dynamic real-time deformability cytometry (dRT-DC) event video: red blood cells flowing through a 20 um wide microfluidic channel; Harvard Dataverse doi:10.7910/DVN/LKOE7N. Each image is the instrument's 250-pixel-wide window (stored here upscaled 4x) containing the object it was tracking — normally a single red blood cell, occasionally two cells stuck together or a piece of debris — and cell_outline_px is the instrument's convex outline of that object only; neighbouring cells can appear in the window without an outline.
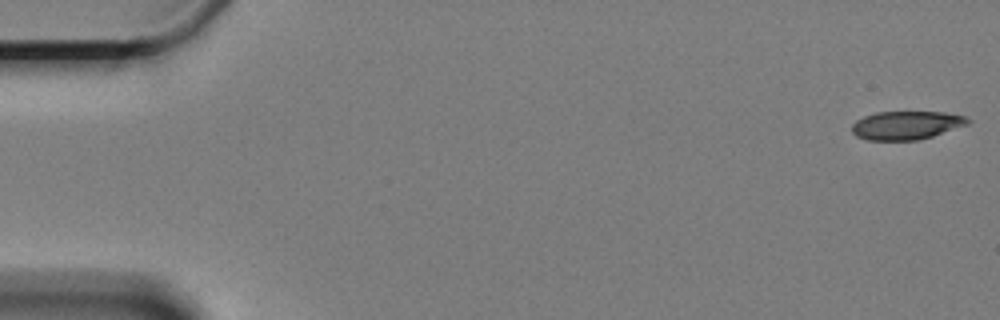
{"species": "Egyptian fruit bat (a non-hibernating species)", "species_latin": "Rousettus aegyptiacus", "temperature_condition": "cold", "stored_images_in_passage": 60, "camera_frame_rate_fps": 3000, "um_per_image_px": 0.085, "animal": {"sex": "female"}, "frame": {"image": 1, "passage_image": 1, "time_ms": 0.0, "image_size_px": [1000, 320], "cell_outline_px": [[972, 120], [968, 124], [932, 136], [916, 140], [868, 140], [856, 136], [852, 132], [852, 124], [856, 120], [864, 116], [876, 112], [944, 112], [964, 116]], "centroid_in_image_um": [77.02, 10.64], "position_along_channel_um": 8.0, "area_um2": 19.13}}
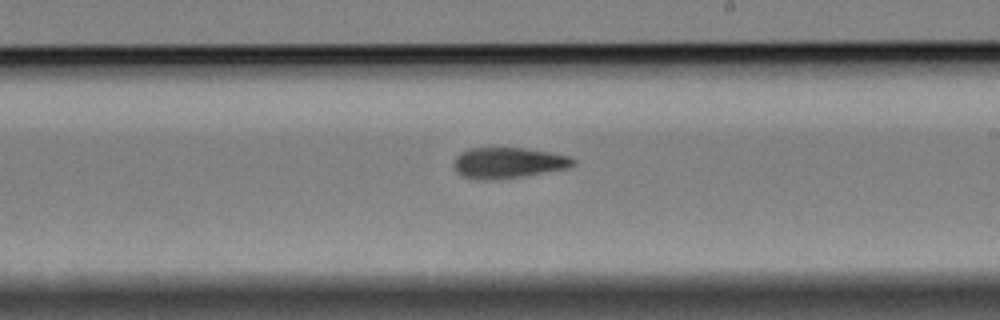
{"frame": {"image": 2, "passage_image": 35, "time_ms": 11.333, "image_size_px": [1000, 320], "cell_outline_px": [[576, 164], [564, 168], [520, 176], [496, 180], [476, 180], [464, 176], [456, 172], [452, 164], [456, 156], [460, 152], [468, 148], [524, 148], [548, 152], [568, 156], [576, 160]], "centroid_in_image_um": [43.11, 13.84], "position_along_channel_um": 245.9, "area_um2": 21.27}}
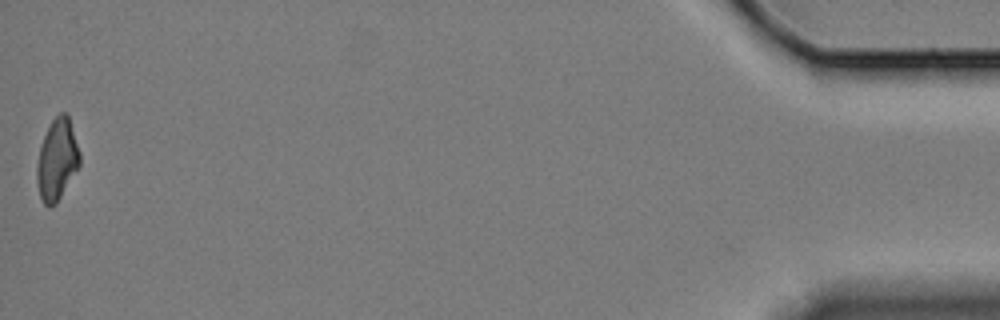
{"frame": {"image": 3, "passage_image": 60, "time_ms": 19.667, "image_size_px": [1000, 320], "cell_outline_px": [[80, 164], [56, 204], [48, 208], [44, 204], [40, 196], [36, 180], [36, 164], [40, 148], [44, 136], [52, 120], [60, 112], [64, 112], [68, 116], [80, 152]], "centroid_in_image_um": [4.83, 13.59], "position_along_channel_um": 430.4, "area_um2": 20.11}, "authors_computed_cell_mechanics": {"area_um2": 21.2415, "velocity_mm_per_s": 3.3134, "shape_relaxation_time_tau1_ms": 7.9676, "shape_relaxation_time_tau2_ms": 6.5481, "deformation_change_tau1": 0.1681, "deformation_change_tau2": 0.1467}}